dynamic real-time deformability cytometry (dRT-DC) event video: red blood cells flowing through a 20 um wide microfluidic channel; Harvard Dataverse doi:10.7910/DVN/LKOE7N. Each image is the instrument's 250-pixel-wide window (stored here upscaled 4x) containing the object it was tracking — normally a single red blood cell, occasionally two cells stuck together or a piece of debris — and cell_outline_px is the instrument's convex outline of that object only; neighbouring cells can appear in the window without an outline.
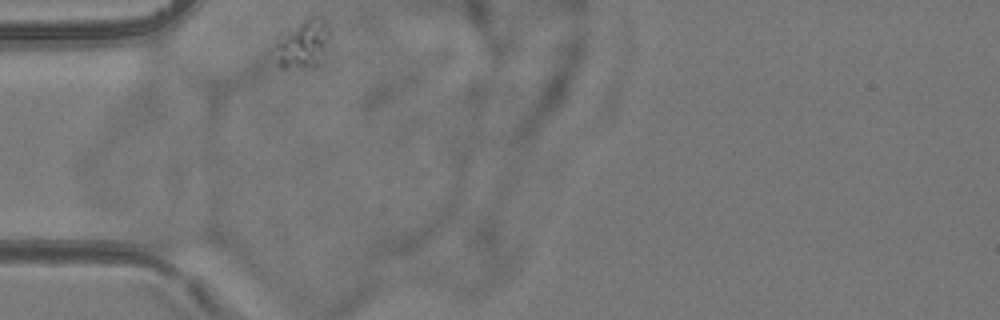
{"species": "common noctule bat (a hibernating species)", "species_latin": "Nyctalus noctula", "temperature_condition": "room temperature", "stored_images_in_passage": 31, "camera_frame_rate_fps": 3000, "um_per_image_px": 0.085, "animal": {"sex": "female", "body_mass_g": 24.6, "forearm_length_mm": 56.2}, "frame": {"image": 1, "passage_image": 1, "time_ms": 0.0, "image_size_px": [1000, 320], "cell_outline_px": [[324, 56], [316, 64], [284, 68], [280, 68], [276, 44], [288, 32], [304, 20], [312, 16], [324, 24]], "centroid_in_image_um": [25.69, 3.79], "position_along_channel_um": 59.3, "area_um2": 13.24}}